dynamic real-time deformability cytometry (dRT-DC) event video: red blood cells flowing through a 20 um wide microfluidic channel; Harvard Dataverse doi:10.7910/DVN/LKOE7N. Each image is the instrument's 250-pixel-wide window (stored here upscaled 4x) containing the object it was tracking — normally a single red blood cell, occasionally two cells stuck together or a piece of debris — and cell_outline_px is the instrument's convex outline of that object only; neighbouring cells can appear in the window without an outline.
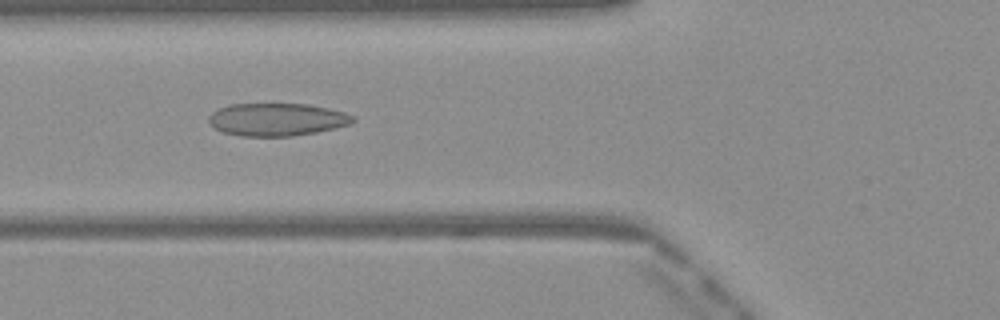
{"species": "Egyptian fruit bat (a non-hibernating species)", "species_latin": "Rousettus aegyptiacus", "temperature_condition": "warm", "stored_images_in_passage": 49, "camera_frame_rate_fps": 3000, "um_per_image_px": 0.085, "frame": {"image": 1, "passage_image": 18, "time_ms": 5.667, "image_size_px": [1000, 320], "cell_outline_px": [[356, 120], [352, 124], [336, 128], [316, 132], [292, 136], [240, 136], [224, 132], [216, 128], [208, 120], [208, 116], [212, 112], [228, 104], [308, 104], [328, 108], [344, 112], [356, 116]], "centroid_in_image_um": [23.58, 10.15], "position_along_channel_um": 102.2, "area_um2": 27.57}}
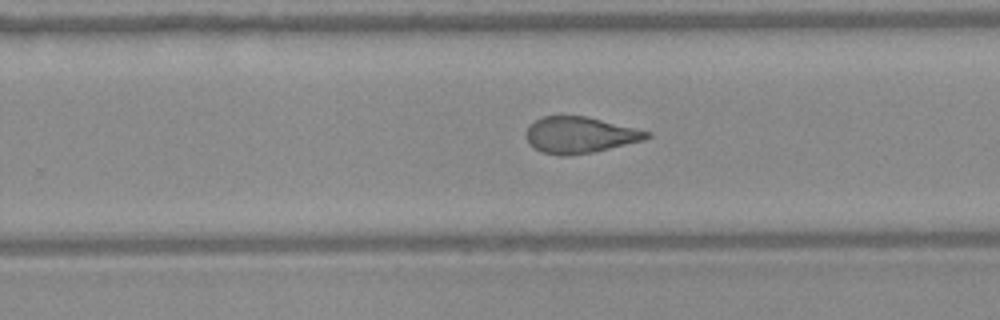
{"frame": {"image": 2, "passage_image": 31, "time_ms": 10.0, "image_size_px": [1000, 320], "cell_outline_px": [[652, 136], [644, 140], [596, 152], [568, 156], [560, 156], [540, 152], [532, 148], [524, 132], [528, 124], [544, 116], [588, 116], [652, 132]], "centroid_in_image_um": [49.28, 11.48], "position_along_channel_um": 280.5, "area_um2": 26.01}}
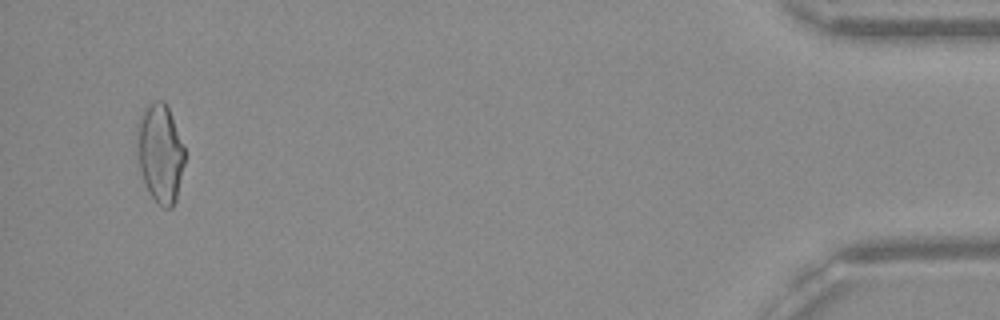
{"frame": {"image": 3, "passage_image": 47, "time_ms": 15.333, "image_size_px": [1000, 320], "cell_outline_px": [[184, 164], [176, 200], [172, 208], [164, 208], [148, 192], [144, 184], [136, 152], [136, 124], [144, 108], [148, 104], [156, 100], [164, 100], [168, 108], [184, 148]], "centroid_in_image_um": [13.58, 13.01], "position_along_channel_um": 421.6, "area_um2": 27.46}, "authors_computed_cell_mechanics": {"area_um2": 26.877, "velocity_mm_per_s": 4.1026, "shape_relaxation_time_tau1_ms": null, "shape_relaxation_time_tau2_ms": 1.2909, "deformation_change_tau1": null, "deformation_change_tau2": 0.0942}}